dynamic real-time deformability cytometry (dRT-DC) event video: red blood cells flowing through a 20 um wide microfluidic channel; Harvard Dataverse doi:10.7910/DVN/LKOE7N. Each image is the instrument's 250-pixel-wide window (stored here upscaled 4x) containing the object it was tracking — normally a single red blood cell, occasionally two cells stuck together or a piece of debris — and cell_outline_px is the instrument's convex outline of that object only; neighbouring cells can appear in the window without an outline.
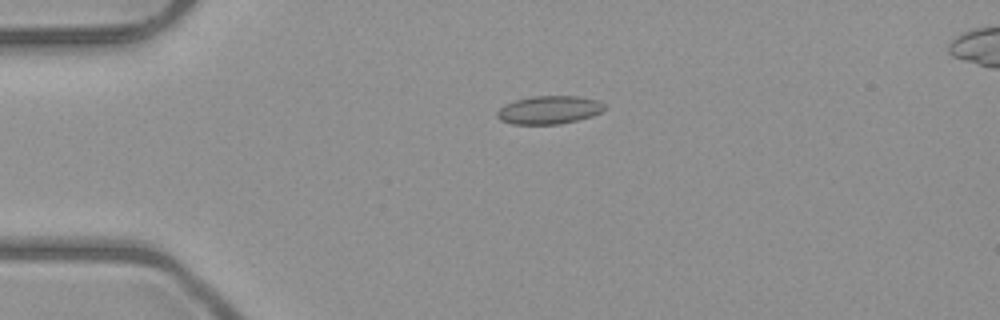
{"species": "common noctule bat (a hibernating species)", "species_latin": "Nyctalus noctula", "temperature_condition": "room temperature", "stored_images_in_passage": 4, "camera_frame_rate_fps": 3000, "um_per_image_px": 0.085, "animal": {"sex": "male", "body_mass_g": 23.1, "forearm_length_mm": 52.7}, "frame": {"image": 1, "passage_image": 2, "time_ms": 1.0, "image_size_px": [1000, 320], "cell_outline_px": [[604, 108], [600, 112], [592, 116], [560, 124], [512, 124], [500, 120], [496, 116], [496, 112], [504, 104], [516, 100], [532, 96], [576, 96], [600, 100], [604, 104]], "centroid_in_image_um": [46.65, 9.34], "position_along_channel_um": 38.3, "area_um2": 17.63}}
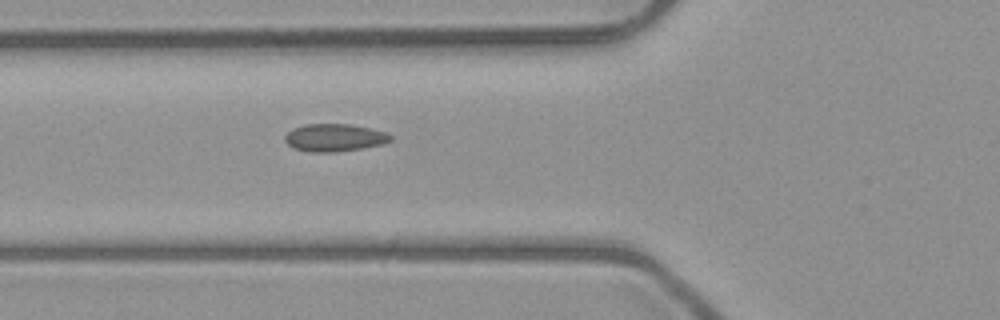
{"frame": {"image": 2, "passage_image": 4, "time_ms": 3.333, "image_size_px": [1000, 320], "cell_outline_px": [[392, 140], [384, 144], [336, 152], [308, 152], [292, 148], [284, 140], [284, 136], [292, 128], [304, 124], [352, 124], [372, 128], [384, 132], [392, 136]], "centroid_in_image_um": [28.41, 11.69], "position_along_channel_um": 97.4, "area_um2": 17.17}}